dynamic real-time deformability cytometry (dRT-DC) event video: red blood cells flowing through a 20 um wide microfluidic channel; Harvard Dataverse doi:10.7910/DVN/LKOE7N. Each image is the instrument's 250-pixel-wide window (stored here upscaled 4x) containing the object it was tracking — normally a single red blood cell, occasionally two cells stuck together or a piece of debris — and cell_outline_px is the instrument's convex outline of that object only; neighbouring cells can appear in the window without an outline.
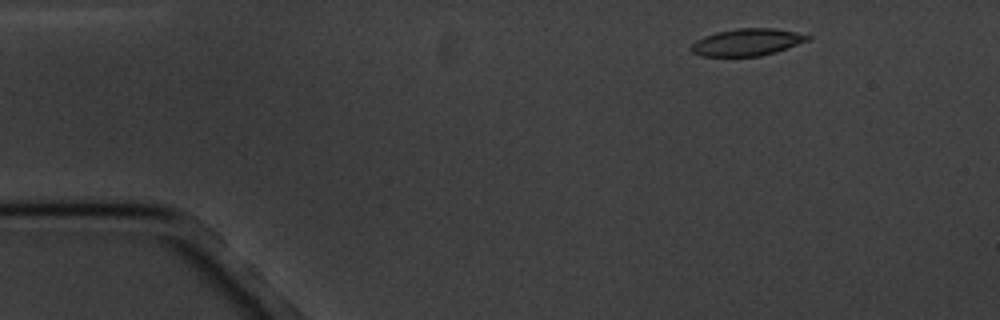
{"species": "common noctule bat (a hibernating species)", "species_latin": "Nyctalus noctula", "temperature_condition": "cold", "stored_images_in_passage": 16, "camera_frame_rate_fps": 3000, "um_per_image_px": 0.085, "animal": {"sex": "male", "body_mass_g": 20.1, "forearm_length_mm": 53.5}, "frame": {"image": 1, "passage_image": 2, "time_ms": 1.0, "image_size_px": [1000, 320], "cell_outline_px": [[812, 36], [808, 40], [776, 52], [760, 56], [700, 56], [692, 52], [688, 48], [696, 40], [704, 36], [716, 32], [736, 28], [772, 28], [796, 32]], "centroid_in_image_um": [63.46, 3.59], "position_along_channel_um": 21.5, "area_um2": 18.38}}
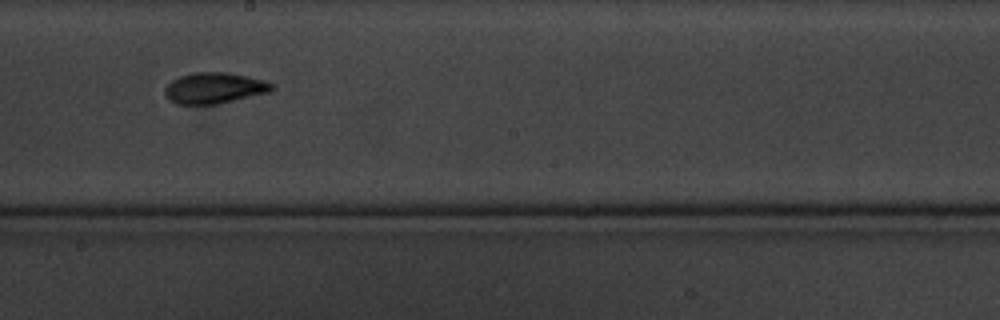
{"frame": {"image": 2, "passage_image": 9, "time_ms": 9.333, "image_size_px": [1000, 320], "cell_outline_px": [[276, 88], [268, 92], [232, 100], [212, 104], [176, 104], [164, 92], [164, 88], [172, 80], [180, 76], [192, 72], [228, 72], [268, 80]], "centroid_in_image_um": [18.24, 7.45], "position_along_channel_um": 230.0, "area_um2": 19.13}}
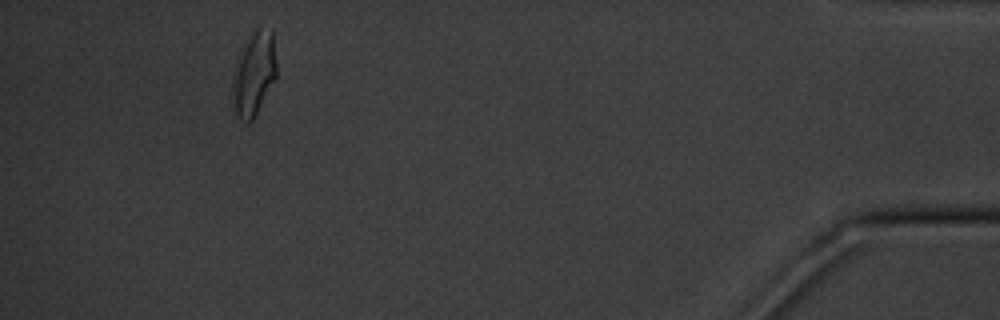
{"frame": {"image": 3, "passage_image": 15, "time_ms": 16.667, "image_size_px": [1000, 320], "cell_outline_px": [[276, 76], [252, 120], [248, 124], [240, 120], [236, 116], [232, 104], [232, 72], [236, 56], [248, 32], [256, 24], [272, 32], [276, 64]], "centroid_in_image_um": [21.51, 6.19], "position_along_channel_um": 413.7, "area_um2": 22.25}, "authors_computed_cell_mechanics": {"area_um2": 18.8428, "velocity_mm_per_s": 3.3867, "shape_relaxation_time_tau1_ms": 3.4786, "shape_relaxation_time_tau2_ms": 1.7012, "deformation_change_tau1": 0.1431, "deformation_change_tau2": 0.0784}}